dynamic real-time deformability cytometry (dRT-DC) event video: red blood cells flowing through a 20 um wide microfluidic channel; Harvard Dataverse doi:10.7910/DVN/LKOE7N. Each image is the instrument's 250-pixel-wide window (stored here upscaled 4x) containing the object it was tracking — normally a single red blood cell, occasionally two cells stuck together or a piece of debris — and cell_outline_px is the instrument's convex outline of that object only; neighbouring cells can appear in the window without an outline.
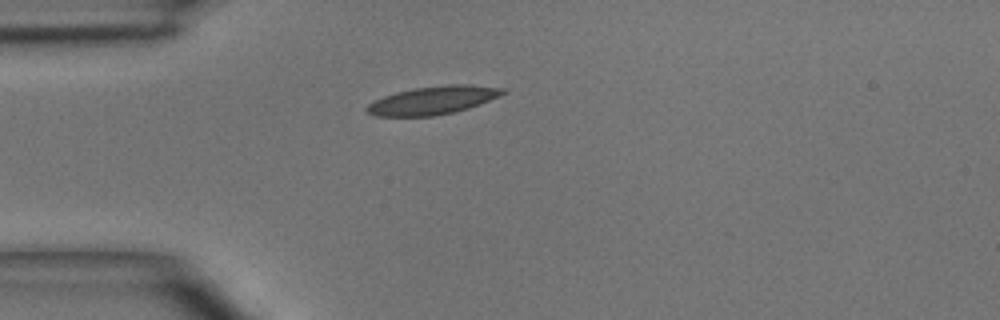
{"species": "common noctule bat (a hibernating species)", "species_latin": "Nyctalus noctula", "temperature_condition": "room temperature", "stored_images_in_passage": 2, "camera_frame_rate_fps": 3000, "um_per_image_px": 0.085, "animal": {"sex": "male", "body_mass_g": 15.6}, "frame": {"image": 1, "passage_image": 1, "time_ms": 0.0, "image_size_px": [1000, 320], "cell_outline_px": [[508, 92], [500, 96], [480, 104], [468, 108], [452, 112], [432, 116], [376, 116], [364, 112], [364, 108], [368, 104], [384, 96], [396, 92], [416, 88], [444, 84], [472, 84], [504, 88]], "centroid_in_image_um": [36.81, 8.51], "position_along_channel_um": 48.2, "area_um2": 22.43}}